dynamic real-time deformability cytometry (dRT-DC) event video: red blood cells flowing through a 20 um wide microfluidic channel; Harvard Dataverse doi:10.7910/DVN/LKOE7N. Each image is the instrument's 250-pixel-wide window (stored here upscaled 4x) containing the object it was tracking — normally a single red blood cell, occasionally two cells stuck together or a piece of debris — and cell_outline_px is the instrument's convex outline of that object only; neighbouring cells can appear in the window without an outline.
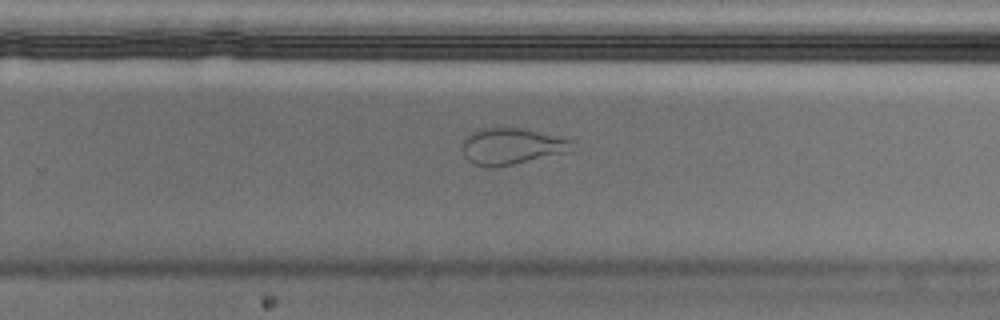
{"species": "Egyptian fruit bat (a non-hibernating species)", "species_latin": "Rousettus aegyptiacus", "temperature_condition": "cold", "stored_images_in_passage": 36, "camera_frame_rate_fps": 3000, "um_per_image_px": 0.085, "animal": {"sex": "male"}, "frame": {"image": 1, "passage_image": 26, "time_ms": 8.333, "image_size_px": [1000, 320], "cell_outline_px": [[572, 140], [568, 152], [512, 164], [476, 164], [468, 160], [464, 156], [464, 140], [472, 132], [480, 128], [520, 128]], "centroid_in_image_um": [43.48, 12.4], "position_along_channel_um": 286.3, "area_um2": 22.02}}
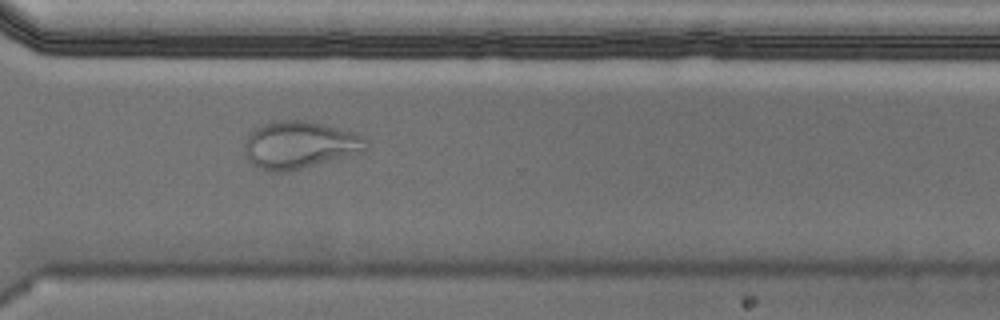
{"frame": {"image": 2, "passage_image": 31, "time_ms": 10.0, "image_size_px": [1000, 320], "cell_outline_px": [[368, 148], [364, 152], [284, 172], [268, 172], [252, 164], [248, 160], [244, 152], [244, 140], [256, 128], [264, 124], [280, 120], [308, 120], [324, 124], [352, 132], [364, 136], [368, 144]], "centroid_in_image_um": [25.46, 12.32], "position_along_channel_um": 345.1, "area_um2": 33.52}}